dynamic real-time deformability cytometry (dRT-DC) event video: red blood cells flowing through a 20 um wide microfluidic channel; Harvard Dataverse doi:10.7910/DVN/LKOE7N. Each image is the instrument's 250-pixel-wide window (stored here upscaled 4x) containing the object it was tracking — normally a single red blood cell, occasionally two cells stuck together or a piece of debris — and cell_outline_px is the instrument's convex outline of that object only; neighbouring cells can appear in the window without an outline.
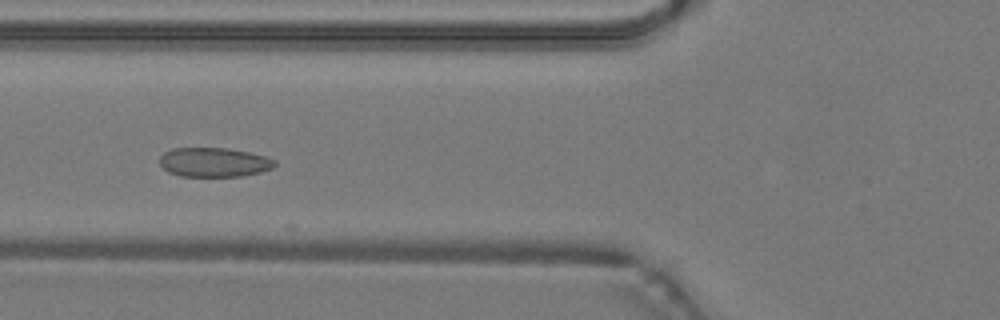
{"species": "common noctule bat (a hibernating species)", "species_latin": "Nyctalus noctula", "temperature_condition": "warm", "stored_images_in_passage": 33, "camera_frame_rate_fps": 3000, "um_per_image_px": 0.085, "animal": {"sex": "male", "body_mass_g": 19.2, "forearm_length_mm": 51.8}, "frame": {"image": 1, "passage_image": 3, "time_ms": 0.667, "image_size_px": [1000, 320], "cell_outline_px": [[276, 164], [272, 168], [260, 172], [240, 176], [180, 176], [168, 172], [160, 164], [160, 156], [164, 152], [172, 148], [228, 148], [248, 152], [264, 156], [276, 160]], "centroid_in_image_um": [18.17, 13.79], "position_along_channel_um": 107.6, "area_um2": 19.59}}
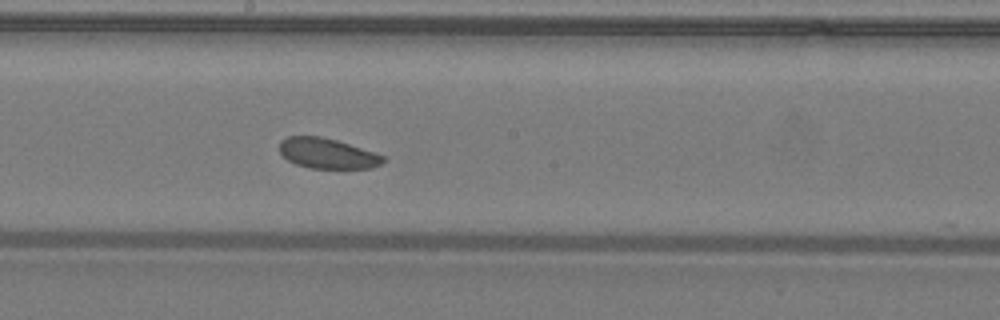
{"frame": {"image": 2, "passage_image": 11, "time_ms": 3.333, "image_size_px": [1000, 320], "cell_outline_px": [[388, 156], [380, 164], [372, 168], [308, 168], [296, 164], [288, 160], [280, 152], [280, 140], [288, 136], [320, 136], [336, 140]], "centroid_in_image_um": [27.84, 13.04], "position_along_channel_um": 220.4, "area_um2": 18.32}}
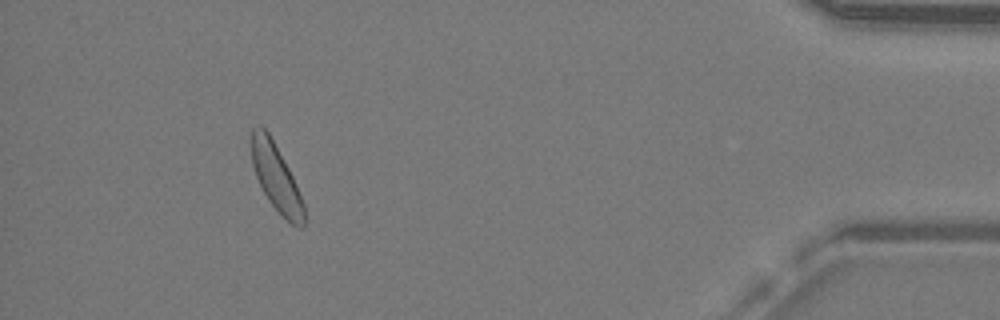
{"frame": {"image": 3, "passage_image": 29, "time_ms": 9.333, "image_size_px": [1000, 320], "cell_outline_px": [[304, 228], [300, 228], [292, 224], [268, 200], [256, 176], [252, 164], [252, 128], [256, 124], [260, 124], [268, 132], [288, 168], [296, 184], [304, 204]], "centroid_in_image_um": [23.47, 15.08], "position_along_channel_um": 411.7, "area_um2": 19.94}}